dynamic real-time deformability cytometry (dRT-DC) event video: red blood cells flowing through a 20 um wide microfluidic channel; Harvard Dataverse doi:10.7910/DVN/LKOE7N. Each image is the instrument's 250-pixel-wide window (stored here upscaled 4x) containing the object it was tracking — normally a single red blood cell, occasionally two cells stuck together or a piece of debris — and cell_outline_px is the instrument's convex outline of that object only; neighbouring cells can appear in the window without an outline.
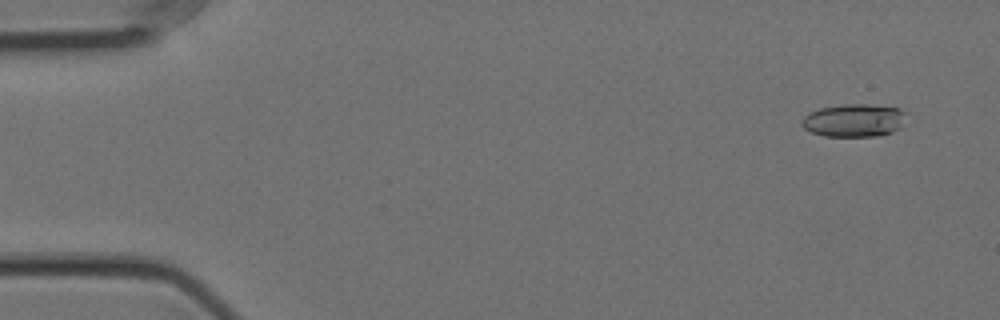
{"species": "Egyptian fruit bat (a non-hibernating species)", "species_latin": "Rousettus aegyptiacus", "temperature_condition": "cold", "stored_images_in_passage": 57, "camera_frame_rate_fps": 3000, "um_per_image_px": 0.085, "animal": {"sex": "female"}, "frame": {"image": 1, "passage_image": 4, "time_ms": 1.0, "image_size_px": [1000, 320], "cell_outline_px": [[908, 112], [900, 128], [892, 132], [880, 136], [824, 136], [812, 132], [804, 128], [800, 124], [800, 120], [808, 112], [820, 108], [844, 104], [864, 104], [900, 108]], "centroid_in_image_um": [72.59, 10.23], "position_along_channel_um": 12.4, "area_um2": 20.29}}
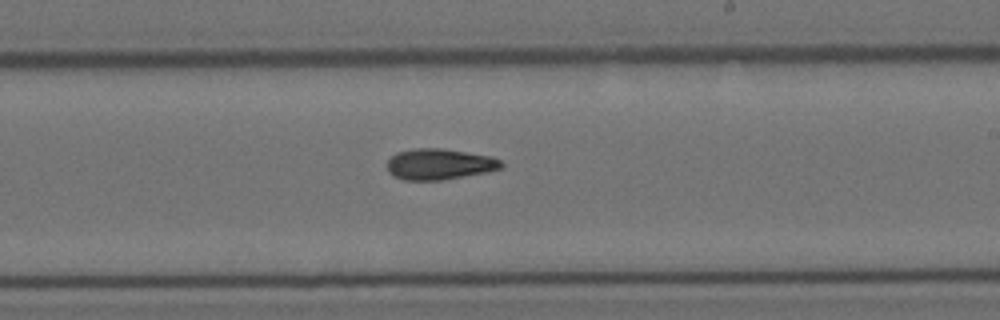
{"frame": {"image": 2, "passage_image": 34, "time_ms": 11.0, "image_size_px": [1000, 320], "cell_outline_px": [[504, 168], [488, 172], [440, 180], [404, 180], [392, 176], [388, 172], [388, 160], [396, 152], [416, 148], [440, 148], [492, 156], [500, 160], [504, 164]], "centroid_in_image_um": [37.36, 13.96], "position_along_channel_um": 251.6, "area_um2": 20.69}}
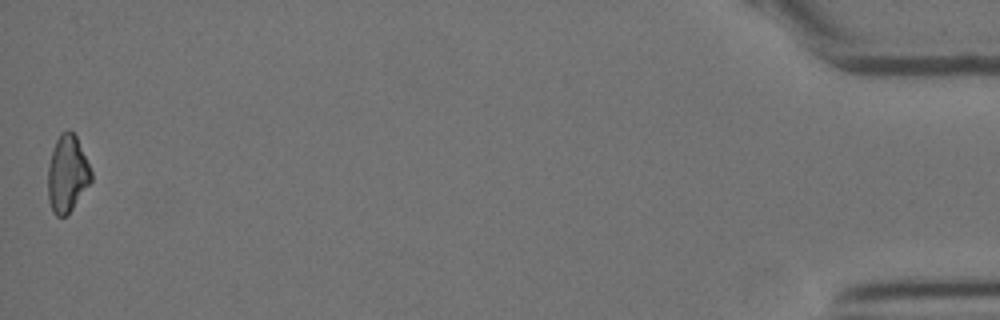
{"frame": {"image": 3, "passage_image": 57, "time_ms": 18.667, "image_size_px": [1000, 320], "cell_outline_px": [[92, 180], [68, 216], [56, 216], [52, 212], [48, 200], [48, 164], [56, 140], [60, 132], [68, 128], [76, 136], [92, 172]], "centroid_in_image_um": [5.71, 14.79], "position_along_channel_um": 429.5, "area_um2": 19.54}, "authors_computed_cell_mechanics": {"area_um2": 20.1722, "velocity_mm_per_s": 3.5555, "shape_relaxation_time_tau1_ms": 7.5913, "shape_relaxation_time_tau2_ms": null, "deformation_change_tau1": 0.1801, "deformation_change_tau2": null}}